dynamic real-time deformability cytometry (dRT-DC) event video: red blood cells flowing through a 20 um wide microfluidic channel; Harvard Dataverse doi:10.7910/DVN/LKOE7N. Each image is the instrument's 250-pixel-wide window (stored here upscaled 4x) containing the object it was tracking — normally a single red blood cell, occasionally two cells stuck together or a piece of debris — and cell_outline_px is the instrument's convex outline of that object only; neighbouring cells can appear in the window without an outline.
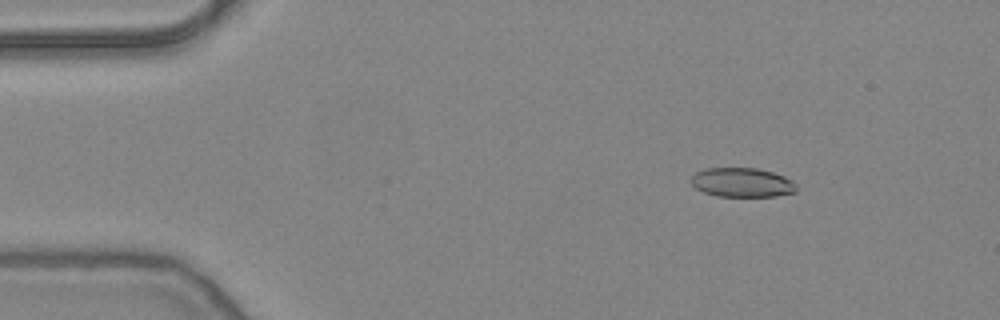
{"species": "common noctule bat (a hibernating species)", "species_latin": "Nyctalus noctula", "temperature_condition": "warm", "stored_images_in_passage": 54, "camera_frame_rate_fps": 3000, "um_per_image_px": 0.085, "animal": {"sex": "female", "body_mass_g": 24.6, "forearm_length_mm": 56.2}, "frame": {"image": 1, "passage_image": 8, "time_ms": 2.333, "image_size_px": [1000, 320], "cell_outline_px": [[796, 192], [776, 196], [716, 196], [704, 192], [696, 188], [688, 180], [696, 172], [704, 168], [756, 168], [772, 172], [784, 176], [792, 180], [796, 184]], "centroid_in_image_um": [63.06, 15.51], "position_along_channel_um": 21.9, "area_um2": 18.03}}
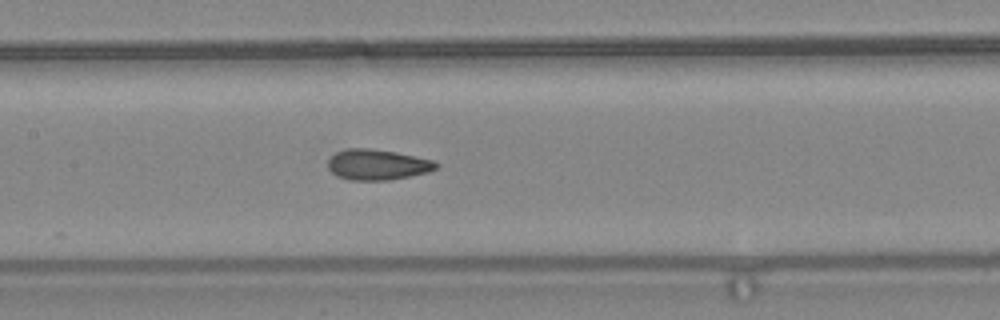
{"frame": {"image": 2, "passage_image": 26, "time_ms": 8.333, "image_size_px": [1000, 320], "cell_outline_px": [[440, 164], [436, 168], [428, 172], [388, 180], [352, 180], [336, 176], [328, 168], [328, 160], [336, 152], [348, 148], [372, 148], [396, 152], [432, 160]], "centroid_in_image_um": [32.06, 13.99], "position_along_channel_um": 175.3, "area_um2": 19.19}}
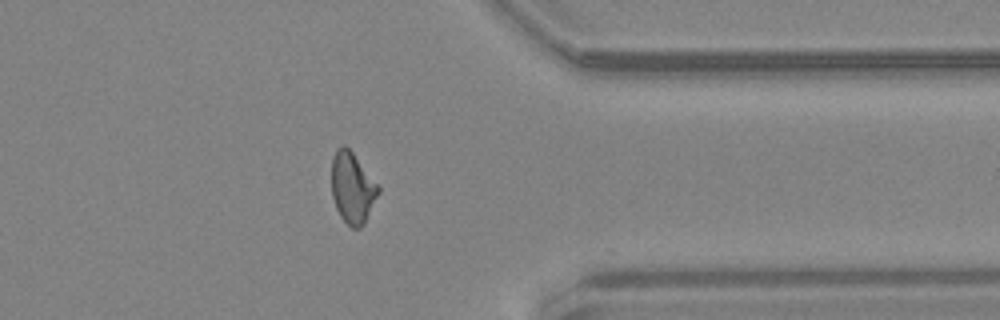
{"frame": {"image": 3, "passage_image": 43, "time_ms": 14.0, "image_size_px": [1000, 320], "cell_outline_px": [[380, 192], [364, 224], [360, 228], [352, 228], [340, 216], [336, 208], [332, 196], [332, 156], [336, 148], [344, 144], [352, 152], [380, 188]], "centroid_in_image_um": [29.94, 15.97], "position_along_channel_um": 381.5, "area_um2": 19.19}, "authors_computed_cell_mechanics": {"area_um2": 19.074, "velocity_mm_per_s": 3.8492, "shape_relaxation_time_tau1_ms": null, "shape_relaxation_time_tau2_ms": 1.3911, "deformation_change_tau1": null, "deformation_change_tau2": 0.068}}